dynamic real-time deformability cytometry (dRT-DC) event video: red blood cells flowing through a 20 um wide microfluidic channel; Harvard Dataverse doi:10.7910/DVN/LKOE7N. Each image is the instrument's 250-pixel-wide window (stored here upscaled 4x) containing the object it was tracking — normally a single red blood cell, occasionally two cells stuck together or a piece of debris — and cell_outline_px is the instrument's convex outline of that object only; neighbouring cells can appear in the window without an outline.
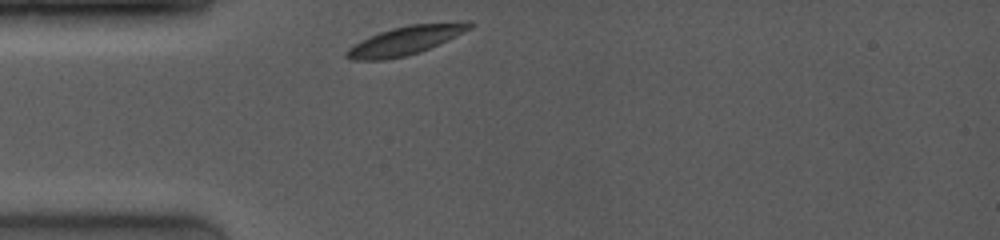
{"species": "common noctule bat (a hibernating species)", "species_latin": "Nyctalus noctula", "temperature_condition": "room temperature", "stored_images_in_passage": 29, "camera_frame_rate_fps": 4000, "um_per_image_px": 0.085, "animal": {"sex": "female", "body_mass_g": 19.0, "forearm_length_mm": 53.3}, "frame": {"image": 1, "passage_image": 1, "time_ms": 0.0, "image_size_px": [1000, 240], "cell_outline_px": [[476, 24], [472, 28], [456, 36], [420, 52], [408, 56], [384, 60], [352, 60], [344, 56], [344, 52], [348, 48], [360, 40], [380, 32], [392, 28], [408, 24], [456, 20], [472, 20]], "centroid_in_image_um": [34.54, 3.4], "position_along_channel_um": 50.5, "area_um2": 21.21}}
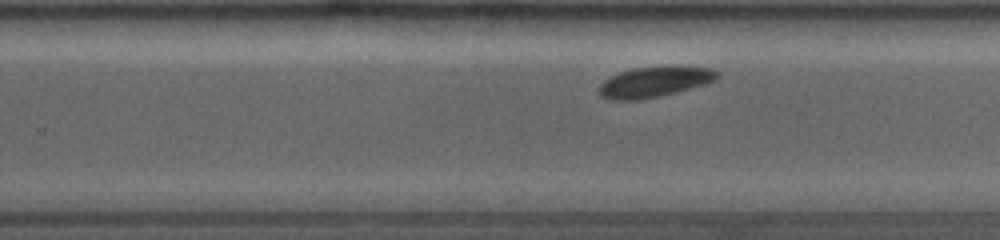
{"frame": {"image": 2, "passage_image": 19, "time_ms": 6.0, "image_size_px": [1000, 240], "cell_outline_px": [[720, 72], [716, 80], [704, 84], [676, 92], [640, 100], [612, 100], [600, 96], [596, 88], [604, 80], [620, 72], [636, 68], [676, 64], [712, 68]], "centroid_in_image_um": [55.65, 6.93], "position_along_channel_um": 274.2, "area_um2": 21.44}}
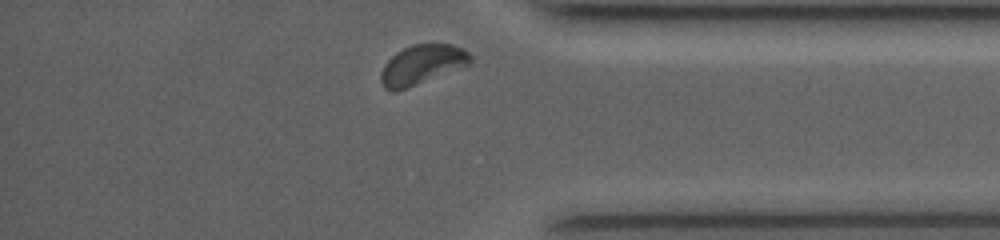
{"frame": {"image": 3, "passage_image": 29, "time_ms": 9.25, "image_size_px": [1000, 240], "cell_outline_px": [[472, 64], [416, 84], [392, 92], [384, 88], [380, 80], [380, 72], [384, 64], [396, 52], [412, 44], [452, 44], [468, 52], [472, 56]], "centroid_in_image_um": [35.86, 5.49], "position_along_channel_um": 399.3, "area_um2": 20.46}, "authors_computed_cell_mechanics": {"area_um2": 21.2126, "velocity_mm_per_s": 3.9113, "shape_relaxation_time_tau1_ms": 2.0842, "shape_relaxation_time_tau2_ms": null, "deformation_change_tau1": 0.0836, "deformation_change_tau2": null}}